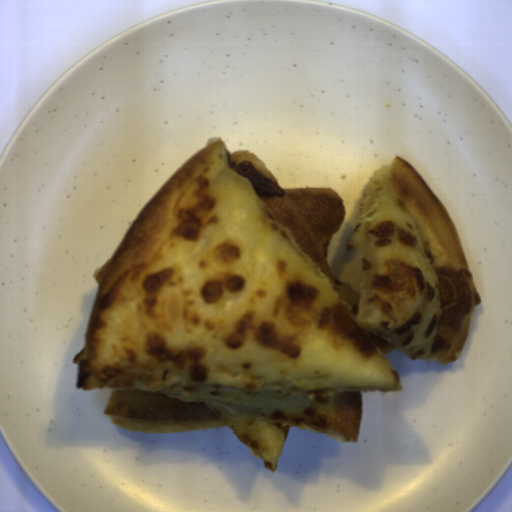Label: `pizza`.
Here are the masks:
<instances>
[{"instance_id":"pizza-1","label":"pizza","mask_w":512,"mask_h":512,"mask_svg":"<svg viewBox=\"0 0 512 512\" xmlns=\"http://www.w3.org/2000/svg\"><path fill=\"white\" fill-rule=\"evenodd\" d=\"M346 214L331 187H281L209 137L94 271L78 388H109L104 414L125 430L227 425L273 472L291 427L356 442L362 392L402 391L385 352L455 361L482 296L405 158L368 178L334 275Z\"/></svg>"}]
</instances>
